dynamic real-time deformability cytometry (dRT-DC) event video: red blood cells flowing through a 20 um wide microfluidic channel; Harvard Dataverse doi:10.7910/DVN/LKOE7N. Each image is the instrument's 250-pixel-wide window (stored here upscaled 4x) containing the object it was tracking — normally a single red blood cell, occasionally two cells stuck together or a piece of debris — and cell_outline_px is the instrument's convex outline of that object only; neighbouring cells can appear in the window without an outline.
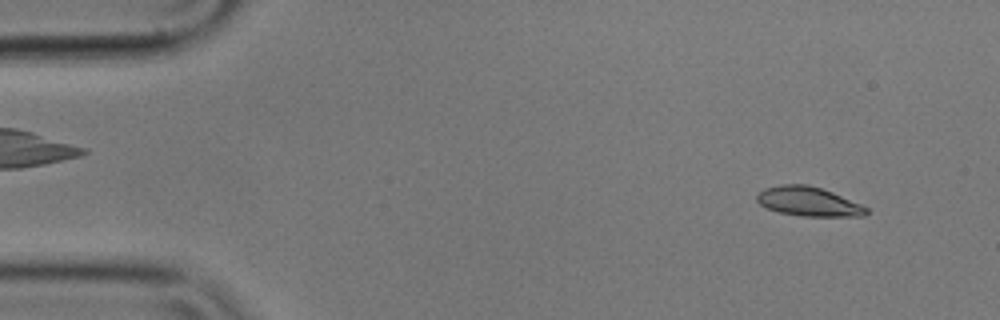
{"species": "common noctule bat (a hibernating species)", "species_latin": "Nyctalus noctula", "temperature_condition": "cold", "stored_images_in_passage": 52, "camera_frame_rate_fps": 3000, "um_per_image_px": 0.085, "animal": {"sex": "male", "body_mass_g": 17.9}, "frame": {"image": 1, "passage_image": 4, "time_ms": 1.0, "image_size_px": [1000, 320], "cell_outline_px": [[868, 212], [864, 216], [800, 216], [780, 212], [768, 208], [760, 204], [756, 200], [756, 196], [764, 188], [780, 184], [808, 184], [832, 192], [860, 204], [868, 208]], "centroid_in_image_um": [68.71, 17.12], "position_along_channel_um": 16.3, "area_um2": 18.55}}
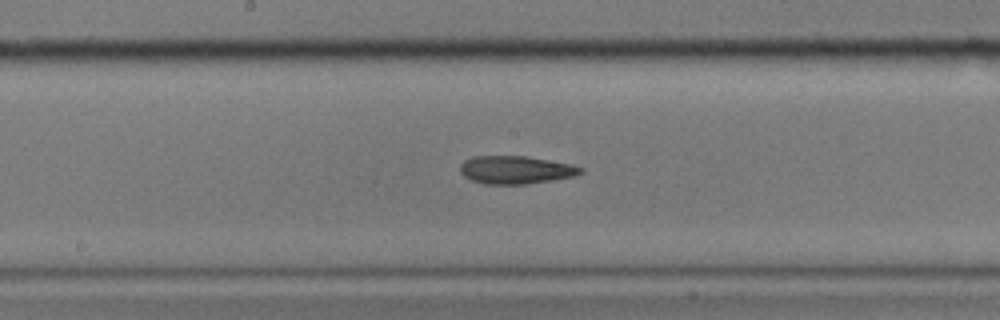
{"frame": {"image": 2, "passage_image": 28, "time_ms": 9.0, "image_size_px": [1000, 320], "cell_outline_px": [[584, 172], [576, 176], [528, 184], [484, 184], [472, 180], [464, 176], [460, 172], [460, 164], [464, 160], [472, 156], [524, 156], [572, 164], [584, 168]], "centroid_in_image_um": [43.85, 14.44], "position_along_channel_um": 204.4, "area_um2": 19.77}}
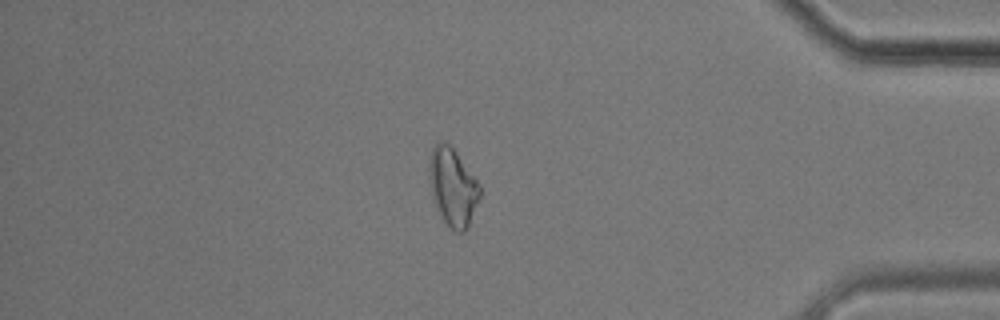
{"frame": {"image": 3, "passage_image": 47, "time_ms": 15.333, "image_size_px": [1000, 320], "cell_outline_px": [[480, 196], [468, 228], [464, 232], [456, 232], [440, 216], [436, 208], [432, 196], [428, 172], [428, 160], [432, 148], [440, 140], [448, 144], [456, 152], [480, 184]], "centroid_in_image_um": [38.47, 15.89], "position_along_channel_um": 396.7, "area_um2": 22.95}}